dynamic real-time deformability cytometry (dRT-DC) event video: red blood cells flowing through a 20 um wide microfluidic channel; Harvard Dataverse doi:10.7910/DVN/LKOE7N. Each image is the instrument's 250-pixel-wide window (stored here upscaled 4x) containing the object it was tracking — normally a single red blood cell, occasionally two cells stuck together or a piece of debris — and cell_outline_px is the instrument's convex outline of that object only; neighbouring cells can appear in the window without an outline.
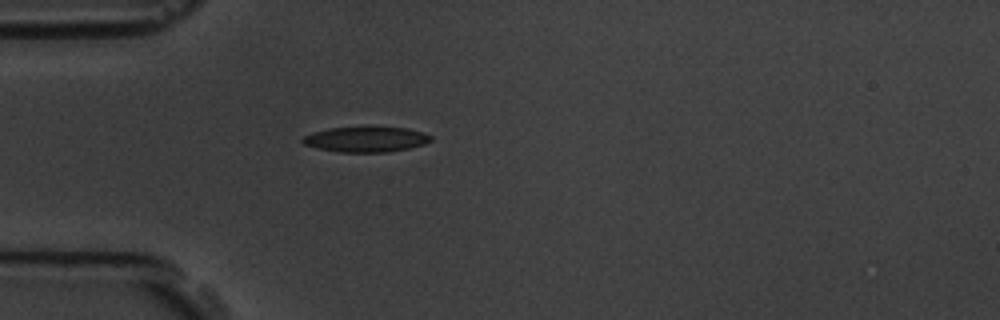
{"species": "common noctule bat (a hibernating species)", "species_latin": "Nyctalus noctula", "temperature_condition": "room temperature", "stored_images_in_passage": 1, "camera_frame_rate_fps": 3000, "um_per_image_px": 0.085, "animal": {"sex": "male", "body_mass_g": 19.5, "forearm_length_mm": 54.6}, "frame": {"image": 1, "passage_image": 1, "time_ms": 0.0, "image_size_px": [1000, 320], "cell_outline_px": [[432, 140], [424, 144], [408, 148], [388, 152], [340, 152], [316, 148], [304, 144], [300, 140], [304, 136], [312, 132], [328, 128], [408, 128], [424, 132], [432, 136]], "centroid_in_image_um": [31.1, 11.85], "position_along_channel_um": 53.9, "area_um2": 18.73}}